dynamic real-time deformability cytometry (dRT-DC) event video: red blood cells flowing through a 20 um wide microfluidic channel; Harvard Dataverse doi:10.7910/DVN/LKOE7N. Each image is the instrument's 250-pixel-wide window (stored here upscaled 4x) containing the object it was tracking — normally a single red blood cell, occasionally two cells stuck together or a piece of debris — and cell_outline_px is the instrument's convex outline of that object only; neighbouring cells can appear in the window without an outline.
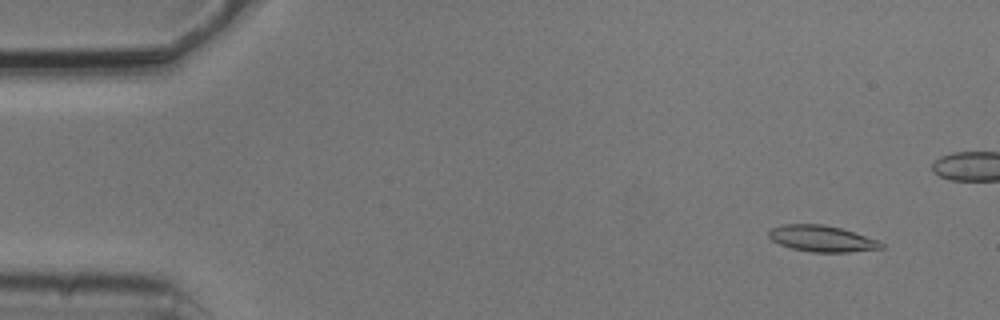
{"species": "common noctule bat (a hibernating species)", "species_latin": "Nyctalus noctula", "temperature_condition": "cold", "stored_images_in_passage": 6, "camera_frame_rate_fps": 3000, "um_per_image_px": 0.085, "animal": {"sex": "male", "body_mass_g": 20.5, "forearm_length_mm": 52.5}, "frame": {"image": 1, "passage_image": 2, "time_ms": 0.333, "image_size_px": [1000, 320], "cell_outline_px": [[884, 248], [848, 252], [812, 252], [792, 248], [780, 244], [772, 240], [768, 236], [768, 228], [780, 224], [824, 224], [840, 228], [876, 240], [884, 244]], "centroid_in_image_um": [69.79, 20.27], "position_along_channel_um": 15.2, "area_um2": 17.11}}